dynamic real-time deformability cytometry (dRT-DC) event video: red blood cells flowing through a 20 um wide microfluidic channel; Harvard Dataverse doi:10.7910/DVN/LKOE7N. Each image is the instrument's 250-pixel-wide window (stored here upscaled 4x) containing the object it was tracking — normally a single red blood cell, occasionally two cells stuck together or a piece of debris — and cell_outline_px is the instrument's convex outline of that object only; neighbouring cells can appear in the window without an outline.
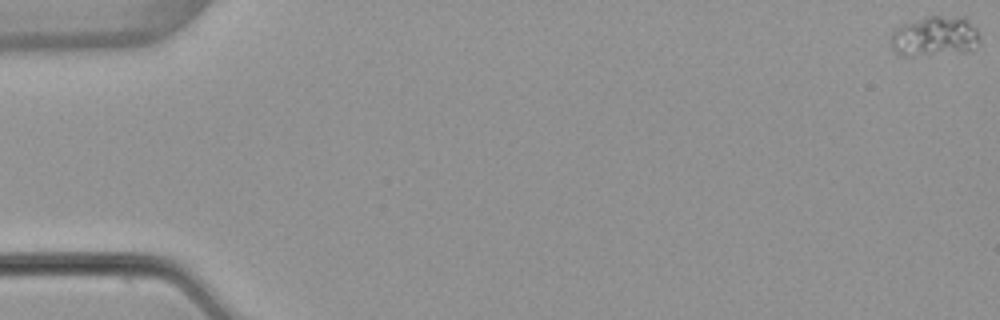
{"species": "common noctule bat (a hibernating species)", "species_latin": "Nyctalus noctula", "temperature_condition": "warm", "stored_images_in_passage": 55, "camera_frame_rate_fps": 3000, "um_per_image_px": 0.085, "animal": {"sex": "female", "body_mass_g": 22.7, "forearm_length_mm": 54.2}, "frame": {"image": 1, "passage_image": 1, "time_ms": 0.0, "image_size_px": [1000, 320], "cell_outline_px": [[980, 44], [976, 48], [968, 52], [912, 56], [896, 56], [892, 52], [892, 32], [900, 24], [928, 16], [964, 16], [976, 28]], "centroid_in_image_um": [79.45, 3.1], "position_along_channel_um": 5.5, "area_um2": 21.33}}
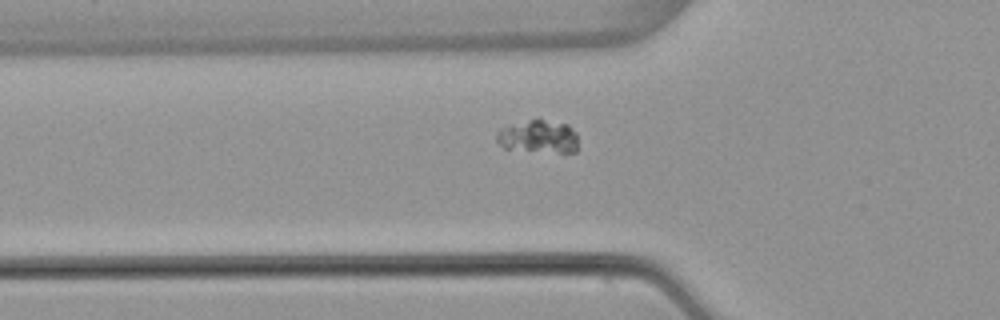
{"frame": {"image": 2, "passage_image": 20, "time_ms": 6.333, "image_size_px": [1000, 320], "cell_outline_px": [[576, 152], [560, 152], [504, 148], [496, 140], [496, 132], [500, 128], [508, 124], [532, 120], [544, 120], [568, 124], [576, 132]], "centroid_in_image_um": [45.73, 11.59], "position_along_channel_um": 80.1, "area_um2": 15.43}}
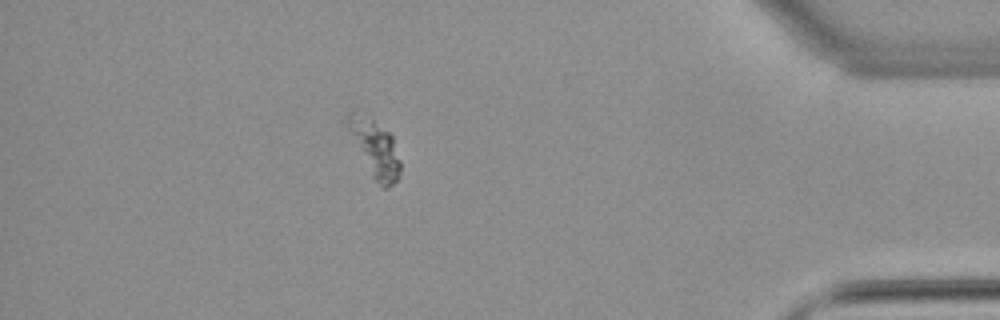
{"frame": {"image": 3, "passage_image": 49, "time_ms": 16.0, "image_size_px": [1000, 320], "cell_outline_px": [[400, 176], [388, 188], [380, 188], [372, 176], [348, 132], [348, 116], [352, 112], [372, 116], [392, 136], [400, 160]], "centroid_in_image_um": [31.9, 12.62], "position_along_channel_um": 403.3, "area_um2": 17.34}}